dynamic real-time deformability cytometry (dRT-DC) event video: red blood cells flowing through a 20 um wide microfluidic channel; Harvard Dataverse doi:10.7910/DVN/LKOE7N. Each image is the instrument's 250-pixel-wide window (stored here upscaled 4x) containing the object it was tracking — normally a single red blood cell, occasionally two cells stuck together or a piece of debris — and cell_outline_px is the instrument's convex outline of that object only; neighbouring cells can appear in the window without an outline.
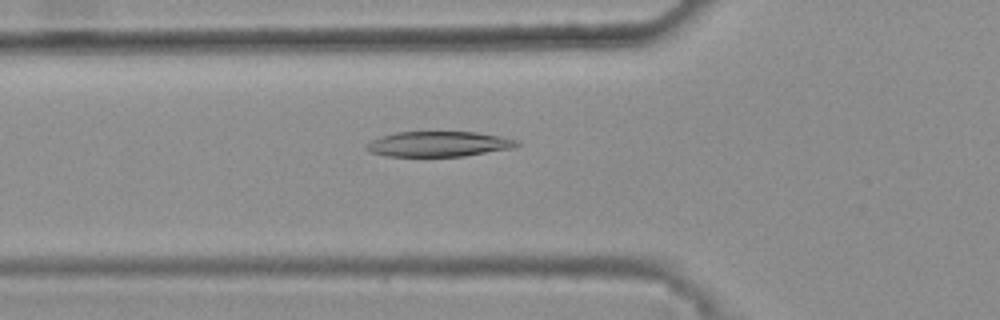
{"species": "common noctule bat (a hibernating species)", "species_latin": "Nyctalus noctula", "temperature_condition": "warm", "stored_images_in_passage": 46, "camera_frame_rate_fps": 3000, "um_per_image_px": 0.085, "animal": {"sex": "female", "body_mass_g": 25.1}, "frame": {"image": 1, "passage_image": 18, "time_ms": 5.667, "image_size_px": [1000, 320], "cell_outline_px": [[520, 144], [512, 148], [464, 156], [388, 156], [368, 152], [364, 148], [372, 140], [380, 136], [396, 132], [476, 132], [500, 136], [516, 140]], "centroid_in_image_um": [37.25, 12.24], "position_along_channel_um": 88.6, "area_um2": 22.02}}
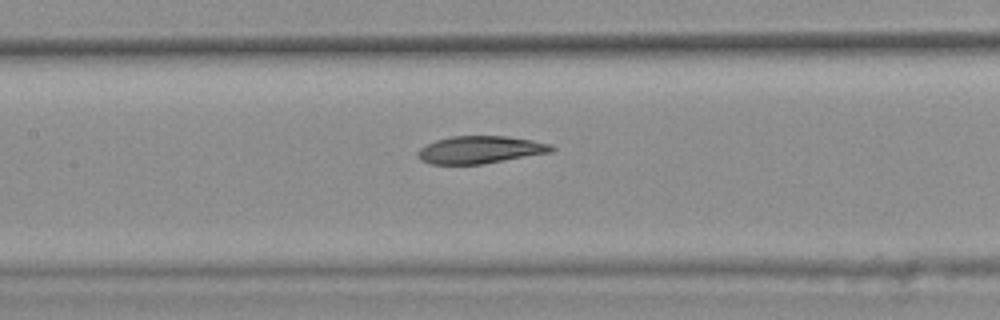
{"frame": {"image": 2, "passage_image": 24, "time_ms": 7.667, "image_size_px": [1000, 320], "cell_outline_px": [[556, 148], [552, 152], [480, 164], [432, 164], [420, 160], [416, 156], [416, 152], [420, 148], [436, 140], [452, 136], [508, 136], [532, 140], [552, 144]], "centroid_in_image_um": [40.81, 12.72], "position_along_channel_um": 166.6, "area_um2": 21.39}}
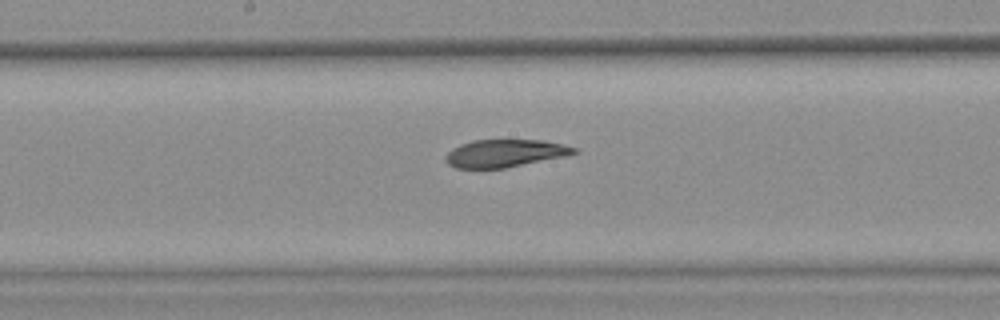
{"frame": {"image": 3, "passage_image": 27, "time_ms": 8.667, "image_size_px": [1000, 320], "cell_outline_px": [[576, 152], [564, 156], [504, 168], [456, 168], [448, 164], [444, 160], [444, 156], [452, 148], [460, 144], [472, 140], [544, 140], [576, 148]], "centroid_in_image_um": [42.83, 13.02], "position_along_channel_um": 205.4, "area_um2": 20.46}, "authors_computed_cell_mechanics": {"area_um2": 22.3108, "velocity_mm_per_s": 3.8805, "shape_relaxation_time_tau1_ms": 7.8762, "shape_relaxation_time_tau2_ms": 3.8342, "deformation_change_tau1": 0.2155, "deformation_change_tau2": 0.1018}}